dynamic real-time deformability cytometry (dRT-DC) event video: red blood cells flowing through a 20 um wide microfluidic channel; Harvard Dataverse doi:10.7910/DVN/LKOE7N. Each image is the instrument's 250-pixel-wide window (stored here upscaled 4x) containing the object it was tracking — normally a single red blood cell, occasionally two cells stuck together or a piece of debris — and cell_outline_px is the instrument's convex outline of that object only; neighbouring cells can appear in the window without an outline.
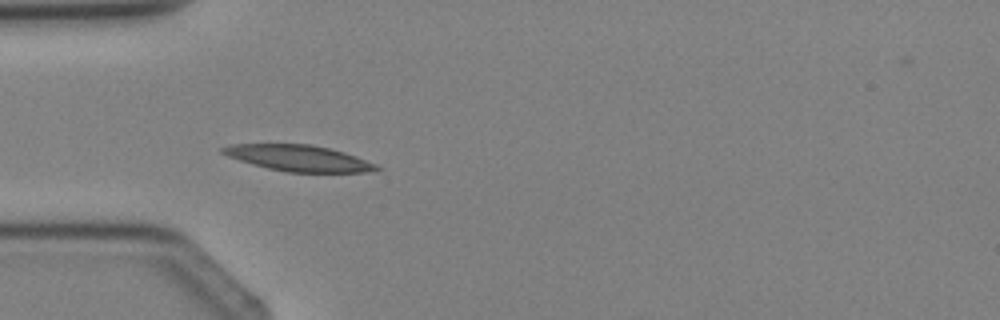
{"species": "Egyptian fruit bat (a non-hibernating species)", "species_latin": "Rousettus aegyptiacus", "temperature_condition": "cold", "stored_images_in_passage": 4, "camera_frame_rate_fps": 3000, "um_per_image_px": 0.085, "animal": {"sex": "female"}, "frame": {"image": 1, "passage_image": 3, "time_ms": 3.333, "image_size_px": [1000, 320], "cell_outline_px": [[384, 168], [364, 172], [288, 172], [268, 168], [252, 164], [228, 156], [220, 152], [220, 148], [232, 144], [312, 144], [344, 152], [356, 156], [376, 164]], "centroid_in_image_um": [25.39, 13.44], "position_along_channel_um": 59.6, "area_um2": 23.24}}
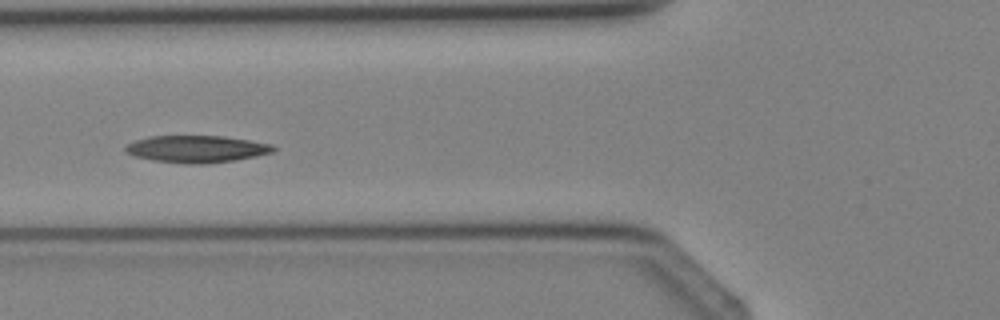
{"frame": {"image": 2, "passage_image": 4, "time_ms": 4.333, "image_size_px": [1000, 320], "cell_outline_px": [[276, 148], [272, 152], [256, 156], [236, 160], [208, 164], [184, 164], [152, 160], [136, 156], [124, 152], [124, 148], [128, 144], [136, 140], [148, 136], [224, 136], [272, 144]], "centroid_in_image_um": [16.7, 12.67], "position_along_channel_um": 109.1, "area_um2": 23.41}}